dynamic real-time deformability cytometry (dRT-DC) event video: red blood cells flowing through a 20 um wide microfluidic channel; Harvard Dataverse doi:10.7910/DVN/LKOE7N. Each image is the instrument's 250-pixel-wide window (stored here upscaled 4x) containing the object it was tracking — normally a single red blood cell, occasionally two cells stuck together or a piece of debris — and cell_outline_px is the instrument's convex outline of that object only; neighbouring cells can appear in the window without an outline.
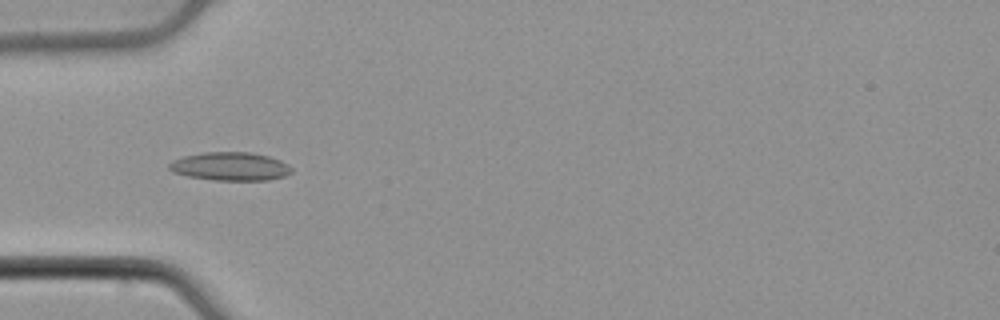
{"species": "common noctule bat (a hibernating species)", "species_latin": "Nyctalus noctula", "temperature_condition": "cold", "stored_images_in_passage": 52, "camera_frame_rate_fps": 3000, "um_per_image_px": 0.085, "animal": {"sex": "male", "body_mass_g": 21.5, "forearm_length_mm": 52.0}, "frame": {"image": 1, "passage_image": 16, "time_ms": 5.0, "image_size_px": [1000, 320], "cell_outline_px": [[292, 172], [284, 176], [268, 180], [212, 180], [188, 176], [172, 172], [168, 168], [168, 164], [172, 160], [184, 156], [204, 152], [248, 152], [268, 156], [280, 160], [288, 164], [292, 168]], "centroid_in_image_um": [19.55, 14.14], "position_along_channel_um": 65.4, "area_um2": 20.29}}
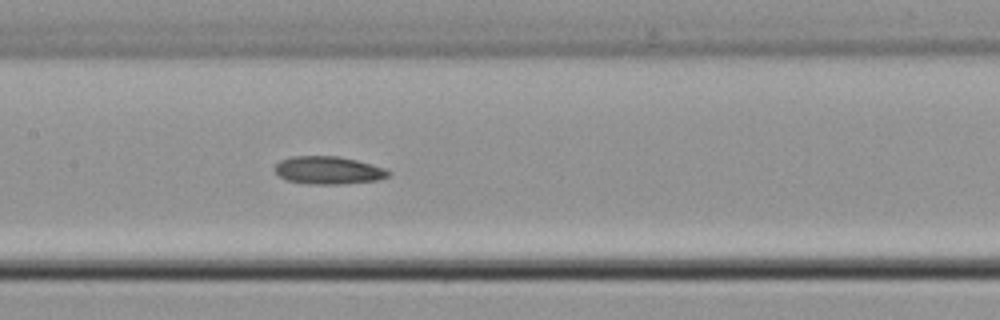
{"frame": {"image": 2, "passage_image": 25, "time_ms": 8.0, "image_size_px": [1000, 320], "cell_outline_px": [[392, 172], [388, 176], [376, 180], [344, 184], [308, 184], [288, 180], [280, 176], [272, 168], [280, 160], [292, 156], [336, 156], [356, 160], [384, 168]], "centroid_in_image_um": [27.88, 14.47], "position_along_channel_um": 179.5, "area_um2": 18.32}}
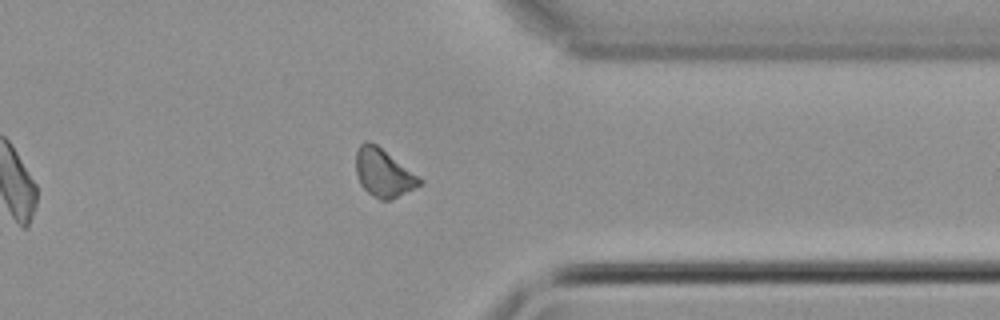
{"frame": {"image": 3, "passage_image": 41, "time_ms": 13.333, "image_size_px": [1000, 320], "cell_outline_px": [[424, 180], [420, 184], [388, 200], [380, 200], [368, 192], [360, 184], [356, 172], [356, 152], [360, 144], [364, 140], [368, 140], [376, 144]], "centroid_in_image_um": [32.55, 14.66], "position_along_channel_um": 378.8, "area_um2": 17.4}, "authors_computed_cell_mechanics": {"area_um2": 17.9758, "velocity_mm_per_s": 3.8619, "shape_relaxation_time_tau1_ms": null, "shape_relaxation_time_tau2_ms": 9.1947, "deformation_change_tau1": null, "deformation_change_tau2": 0.1278}}